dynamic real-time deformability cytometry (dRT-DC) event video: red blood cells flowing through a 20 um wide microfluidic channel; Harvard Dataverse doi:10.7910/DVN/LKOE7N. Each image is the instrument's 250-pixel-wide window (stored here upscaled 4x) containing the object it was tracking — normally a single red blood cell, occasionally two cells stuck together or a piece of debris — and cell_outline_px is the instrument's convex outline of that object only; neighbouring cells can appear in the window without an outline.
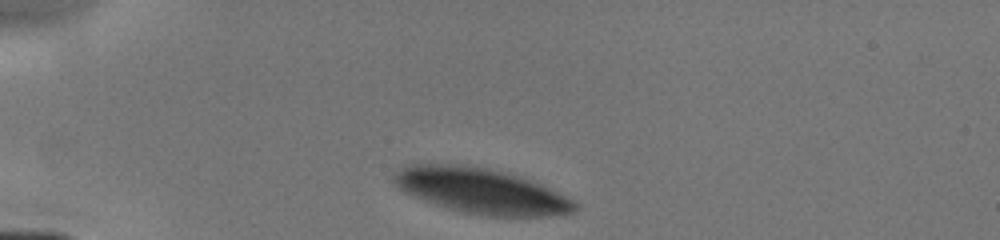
{"species": "human", "species_latin": "Homo sapiens", "temperature_condition": "cold", "stored_images_in_passage": 4, "camera_frame_rate_fps": 3000, "um_per_image_px": 0.085, "donor": {"sex": "male"}, "frame": {"image": 1, "passage_image": 1, "time_ms": 0.0, "image_size_px": [1000, 240], "cell_outline_px": [[576, 208], [572, 212], [548, 216], [484, 216], [464, 212], [448, 208], [412, 196], [404, 192], [392, 180], [392, 172], [408, 164], [464, 164], [488, 168], [520, 176], [540, 184], [576, 200]], "centroid_in_image_um": [40.87, 16.21], "position_along_channel_um": 44.1, "area_um2": 47.86}}